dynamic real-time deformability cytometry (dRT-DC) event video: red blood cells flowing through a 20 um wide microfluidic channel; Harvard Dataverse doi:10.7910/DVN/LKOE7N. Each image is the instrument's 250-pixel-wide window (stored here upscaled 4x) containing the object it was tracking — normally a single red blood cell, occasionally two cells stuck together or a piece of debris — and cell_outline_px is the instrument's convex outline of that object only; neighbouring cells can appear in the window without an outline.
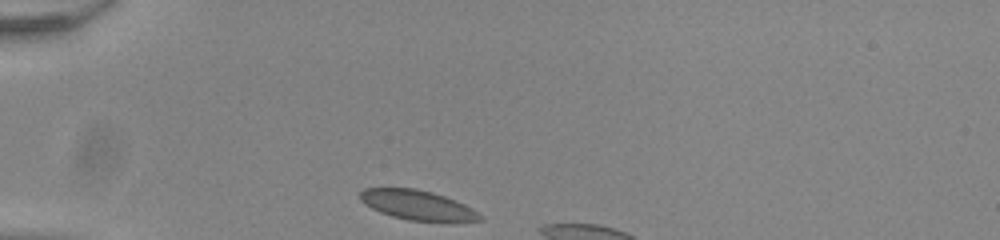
{"species": "common noctule bat (a hibernating species)", "species_latin": "Nyctalus noctula", "temperature_condition": "room temperature", "stored_images_in_passage": 6, "camera_frame_rate_fps": 3000, "um_per_image_px": 0.085, "animal": {"sex": "male", "body_mass_g": 20.0, "forearm_length_mm": 53.3}, "frame": {"image": 1, "passage_image": 1, "time_ms": 0.0, "image_size_px": [1000, 240], "cell_outline_px": [[484, 220], [408, 220], [392, 216], [380, 212], [372, 208], [360, 200], [360, 192], [364, 188], [416, 188], [432, 192], [456, 200], [472, 208], [484, 216]], "centroid_in_image_um": [35.46, 17.41], "position_along_channel_um": 49.5, "area_um2": 20.35}}